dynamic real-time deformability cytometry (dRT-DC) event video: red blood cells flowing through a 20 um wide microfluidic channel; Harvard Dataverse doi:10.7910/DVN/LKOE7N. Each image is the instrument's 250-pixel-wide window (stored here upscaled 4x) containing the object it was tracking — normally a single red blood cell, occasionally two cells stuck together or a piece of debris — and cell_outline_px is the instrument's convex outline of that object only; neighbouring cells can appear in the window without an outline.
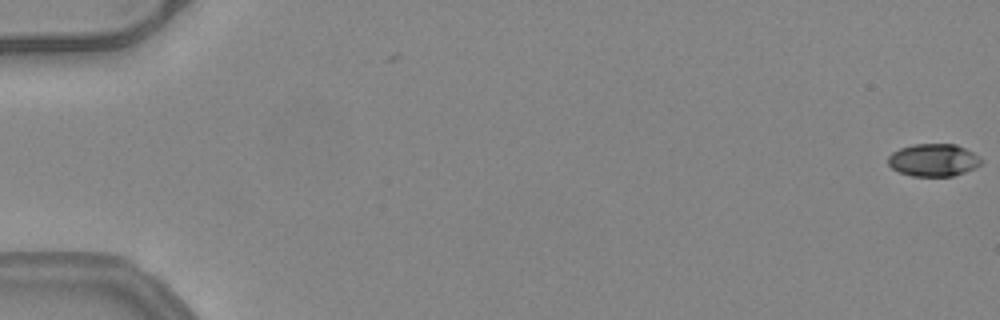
{"species": "common noctule bat (a hibernating species)", "species_latin": "Nyctalus noctula", "temperature_condition": "warm", "stored_images_in_passage": 19, "camera_frame_rate_fps": 3000, "um_per_image_px": 0.085, "animal": {"sex": "female", "body_mass_g": 24.6, "forearm_length_mm": 56.2}, "frame": {"image": 1, "passage_image": 1, "time_ms": 0.0, "image_size_px": [1000, 320], "cell_outline_px": [[980, 164], [964, 172], [952, 176], [912, 176], [900, 172], [892, 168], [888, 164], [888, 156], [892, 152], [900, 148], [912, 144], [956, 144], [972, 152], [980, 160]], "centroid_in_image_um": [79.28, 13.6], "position_along_channel_um": 5.7, "area_um2": 17.4}}
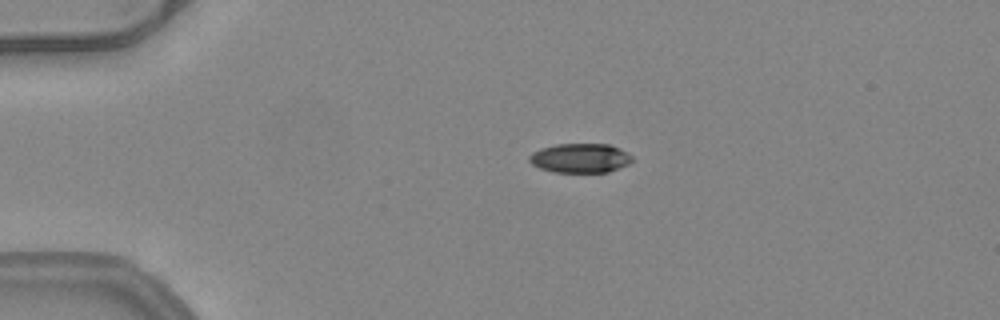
{"frame": {"image": 2, "passage_image": 13, "time_ms": 4.0, "image_size_px": [1000, 320], "cell_outline_px": [[632, 160], [628, 164], [608, 172], [552, 172], [540, 168], [532, 164], [528, 160], [528, 156], [532, 152], [540, 148], [556, 144], [608, 144], [620, 148], [632, 156]], "centroid_in_image_um": [49.28, 13.43], "position_along_channel_um": 35.7, "area_um2": 17.63}}